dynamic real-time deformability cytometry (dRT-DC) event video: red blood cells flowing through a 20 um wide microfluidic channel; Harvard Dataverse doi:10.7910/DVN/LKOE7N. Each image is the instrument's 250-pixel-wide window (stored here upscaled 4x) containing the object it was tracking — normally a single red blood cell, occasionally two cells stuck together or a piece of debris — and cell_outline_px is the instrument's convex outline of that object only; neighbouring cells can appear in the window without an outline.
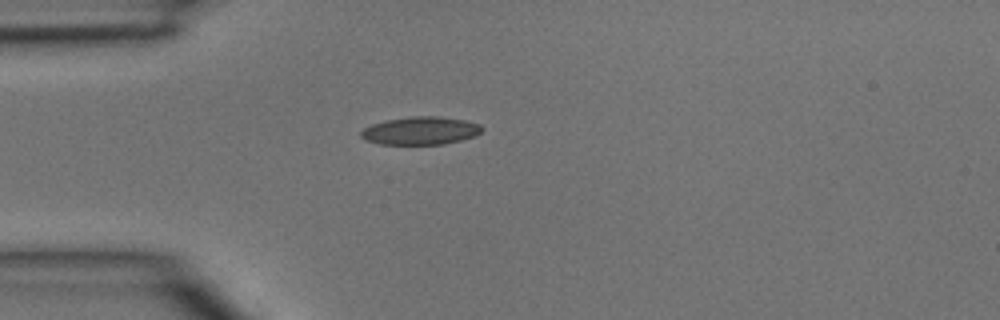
{"species": "common noctule bat (a hibernating species)", "species_latin": "Nyctalus noctula", "temperature_condition": "room temperature", "stored_images_in_passage": 1, "camera_frame_rate_fps": 3000, "um_per_image_px": 0.085, "animal": {"sex": "male", "body_mass_g": 15.6}, "frame": {"image": 1, "passage_image": 1, "time_ms": 0.0, "image_size_px": [1000, 320], "cell_outline_px": [[484, 128], [476, 136], [444, 144], [380, 144], [364, 140], [360, 136], [360, 132], [364, 128], [372, 124], [388, 120], [412, 116], [436, 116], [464, 120], [480, 124]], "centroid_in_image_um": [35.74, 11.11], "position_along_channel_um": 49.3, "area_um2": 19.65}}